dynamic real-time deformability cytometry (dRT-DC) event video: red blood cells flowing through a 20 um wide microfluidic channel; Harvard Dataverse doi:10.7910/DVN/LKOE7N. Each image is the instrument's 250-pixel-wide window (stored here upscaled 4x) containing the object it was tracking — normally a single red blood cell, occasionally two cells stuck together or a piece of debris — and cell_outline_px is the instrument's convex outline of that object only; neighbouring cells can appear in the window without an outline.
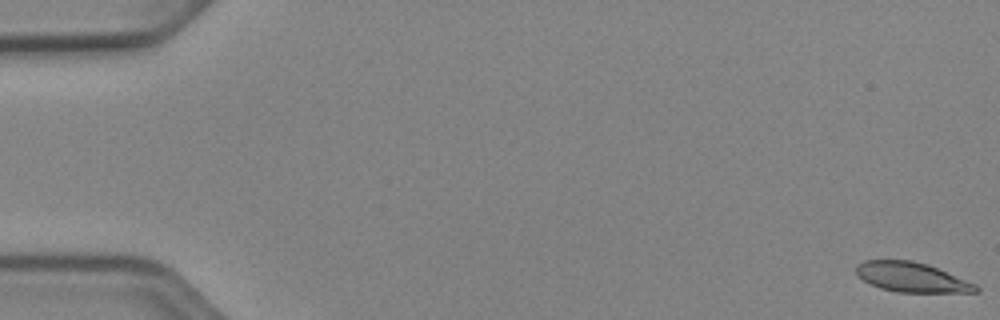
{"species": "Egyptian fruit bat (a non-hibernating species)", "species_latin": "Rousettus aegyptiacus", "temperature_condition": "cold", "stored_images_in_passage": 17, "camera_frame_rate_fps": 3000, "um_per_image_px": 0.085, "animal": {"sex": "female"}, "frame": {"image": 1, "passage_image": 1, "time_ms": 0.0, "image_size_px": [1000, 320], "cell_outline_px": [[980, 292], [896, 292], [880, 288], [864, 280], [856, 272], [856, 264], [864, 260], [912, 260], [928, 264], [976, 284], [980, 288]], "centroid_in_image_um": [77.51, 23.56], "position_along_channel_um": 7.5, "area_um2": 20.63}}